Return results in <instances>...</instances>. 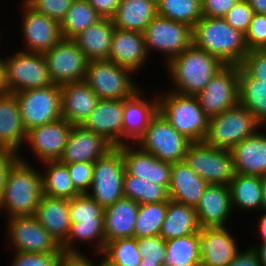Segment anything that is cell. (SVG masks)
<instances>
[{
  "instance_id": "obj_61",
  "label": "cell",
  "mask_w": 266,
  "mask_h": 266,
  "mask_svg": "<svg viewBox=\"0 0 266 266\" xmlns=\"http://www.w3.org/2000/svg\"><path fill=\"white\" fill-rule=\"evenodd\" d=\"M139 266H162L157 262H151V261H147V260H141V263L139 264Z\"/></svg>"
},
{
  "instance_id": "obj_57",
  "label": "cell",
  "mask_w": 266,
  "mask_h": 266,
  "mask_svg": "<svg viewBox=\"0 0 266 266\" xmlns=\"http://www.w3.org/2000/svg\"><path fill=\"white\" fill-rule=\"evenodd\" d=\"M8 87L6 84V74H5V62L4 58L0 57V95L8 93Z\"/></svg>"
},
{
  "instance_id": "obj_35",
  "label": "cell",
  "mask_w": 266,
  "mask_h": 266,
  "mask_svg": "<svg viewBox=\"0 0 266 266\" xmlns=\"http://www.w3.org/2000/svg\"><path fill=\"white\" fill-rule=\"evenodd\" d=\"M239 104L266 126V83L252 77L239 65Z\"/></svg>"
},
{
  "instance_id": "obj_20",
  "label": "cell",
  "mask_w": 266,
  "mask_h": 266,
  "mask_svg": "<svg viewBox=\"0 0 266 266\" xmlns=\"http://www.w3.org/2000/svg\"><path fill=\"white\" fill-rule=\"evenodd\" d=\"M144 90L140 88L132 97L123 99L122 145L136 143L159 112L157 92L148 100L142 97Z\"/></svg>"
},
{
  "instance_id": "obj_38",
  "label": "cell",
  "mask_w": 266,
  "mask_h": 266,
  "mask_svg": "<svg viewBox=\"0 0 266 266\" xmlns=\"http://www.w3.org/2000/svg\"><path fill=\"white\" fill-rule=\"evenodd\" d=\"M200 264V232L166 241L165 266H197Z\"/></svg>"
},
{
  "instance_id": "obj_9",
  "label": "cell",
  "mask_w": 266,
  "mask_h": 266,
  "mask_svg": "<svg viewBox=\"0 0 266 266\" xmlns=\"http://www.w3.org/2000/svg\"><path fill=\"white\" fill-rule=\"evenodd\" d=\"M125 165L119 147H113L93 163L92 183L87 195L103 208L124 197ZM91 190V191H90Z\"/></svg>"
},
{
  "instance_id": "obj_1",
  "label": "cell",
  "mask_w": 266,
  "mask_h": 266,
  "mask_svg": "<svg viewBox=\"0 0 266 266\" xmlns=\"http://www.w3.org/2000/svg\"><path fill=\"white\" fill-rule=\"evenodd\" d=\"M165 66L172 82L171 91L196 96L225 64L192 44Z\"/></svg>"
},
{
  "instance_id": "obj_29",
  "label": "cell",
  "mask_w": 266,
  "mask_h": 266,
  "mask_svg": "<svg viewBox=\"0 0 266 266\" xmlns=\"http://www.w3.org/2000/svg\"><path fill=\"white\" fill-rule=\"evenodd\" d=\"M33 216L60 246L66 241L71 228L69 199L43 194Z\"/></svg>"
},
{
  "instance_id": "obj_62",
  "label": "cell",
  "mask_w": 266,
  "mask_h": 266,
  "mask_svg": "<svg viewBox=\"0 0 266 266\" xmlns=\"http://www.w3.org/2000/svg\"><path fill=\"white\" fill-rule=\"evenodd\" d=\"M101 266H110L105 261H101Z\"/></svg>"
},
{
  "instance_id": "obj_23",
  "label": "cell",
  "mask_w": 266,
  "mask_h": 266,
  "mask_svg": "<svg viewBox=\"0 0 266 266\" xmlns=\"http://www.w3.org/2000/svg\"><path fill=\"white\" fill-rule=\"evenodd\" d=\"M148 54L143 33L115 28L108 60L137 74L145 67ZM147 59V60H146Z\"/></svg>"
},
{
  "instance_id": "obj_18",
  "label": "cell",
  "mask_w": 266,
  "mask_h": 266,
  "mask_svg": "<svg viewBox=\"0 0 266 266\" xmlns=\"http://www.w3.org/2000/svg\"><path fill=\"white\" fill-rule=\"evenodd\" d=\"M23 51L45 53L62 38L60 24L44 14L35 12L23 0L21 5Z\"/></svg>"
},
{
  "instance_id": "obj_52",
  "label": "cell",
  "mask_w": 266,
  "mask_h": 266,
  "mask_svg": "<svg viewBox=\"0 0 266 266\" xmlns=\"http://www.w3.org/2000/svg\"><path fill=\"white\" fill-rule=\"evenodd\" d=\"M18 159V154L15 152L0 148V199L4 192L10 168Z\"/></svg>"
},
{
  "instance_id": "obj_5",
  "label": "cell",
  "mask_w": 266,
  "mask_h": 266,
  "mask_svg": "<svg viewBox=\"0 0 266 266\" xmlns=\"http://www.w3.org/2000/svg\"><path fill=\"white\" fill-rule=\"evenodd\" d=\"M164 92L158 95L159 112L192 143L203 142L207 135L209 118L201 109L197 97L169 90L168 93Z\"/></svg>"
},
{
  "instance_id": "obj_4",
  "label": "cell",
  "mask_w": 266,
  "mask_h": 266,
  "mask_svg": "<svg viewBox=\"0 0 266 266\" xmlns=\"http://www.w3.org/2000/svg\"><path fill=\"white\" fill-rule=\"evenodd\" d=\"M103 214L104 208L87 194L69 199L71 228L66 241L61 245L63 252L81 253L77 243L89 242L90 245L92 242L96 245L95 254L102 253L105 247Z\"/></svg>"
},
{
  "instance_id": "obj_15",
  "label": "cell",
  "mask_w": 266,
  "mask_h": 266,
  "mask_svg": "<svg viewBox=\"0 0 266 266\" xmlns=\"http://www.w3.org/2000/svg\"><path fill=\"white\" fill-rule=\"evenodd\" d=\"M7 241L13 251L33 253H64L61 246L34 216L6 218Z\"/></svg>"
},
{
  "instance_id": "obj_42",
  "label": "cell",
  "mask_w": 266,
  "mask_h": 266,
  "mask_svg": "<svg viewBox=\"0 0 266 266\" xmlns=\"http://www.w3.org/2000/svg\"><path fill=\"white\" fill-rule=\"evenodd\" d=\"M104 261L110 266H139L141 254L137 247V238H118L105 244Z\"/></svg>"
},
{
  "instance_id": "obj_2",
  "label": "cell",
  "mask_w": 266,
  "mask_h": 266,
  "mask_svg": "<svg viewBox=\"0 0 266 266\" xmlns=\"http://www.w3.org/2000/svg\"><path fill=\"white\" fill-rule=\"evenodd\" d=\"M18 157L10 168L0 199V210L5 211L7 218L33 216L43 195L40 171L35 170L20 153Z\"/></svg>"
},
{
  "instance_id": "obj_45",
  "label": "cell",
  "mask_w": 266,
  "mask_h": 266,
  "mask_svg": "<svg viewBox=\"0 0 266 266\" xmlns=\"http://www.w3.org/2000/svg\"><path fill=\"white\" fill-rule=\"evenodd\" d=\"M35 12L61 24L74 0H23Z\"/></svg>"
},
{
  "instance_id": "obj_14",
  "label": "cell",
  "mask_w": 266,
  "mask_h": 266,
  "mask_svg": "<svg viewBox=\"0 0 266 266\" xmlns=\"http://www.w3.org/2000/svg\"><path fill=\"white\" fill-rule=\"evenodd\" d=\"M208 118L239 104V65H225L196 95Z\"/></svg>"
},
{
  "instance_id": "obj_34",
  "label": "cell",
  "mask_w": 266,
  "mask_h": 266,
  "mask_svg": "<svg viewBox=\"0 0 266 266\" xmlns=\"http://www.w3.org/2000/svg\"><path fill=\"white\" fill-rule=\"evenodd\" d=\"M200 229L194 207L168 200L165 220L160 231V236L165 241L198 233Z\"/></svg>"
},
{
  "instance_id": "obj_58",
  "label": "cell",
  "mask_w": 266,
  "mask_h": 266,
  "mask_svg": "<svg viewBox=\"0 0 266 266\" xmlns=\"http://www.w3.org/2000/svg\"><path fill=\"white\" fill-rule=\"evenodd\" d=\"M254 13L266 14V0H246Z\"/></svg>"
},
{
  "instance_id": "obj_46",
  "label": "cell",
  "mask_w": 266,
  "mask_h": 266,
  "mask_svg": "<svg viewBox=\"0 0 266 266\" xmlns=\"http://www.w3.org/2000/svg\"><path fill=\"white\" fill-rule=\"evenodd\" d=\"M14 252L10 266H61L63 255V253Z\"/></svg>"
},
{
  "instance_id": "obj_27",
  "label": "cell",
  "mask_w": 266,
  "mask_h": 266,
  "mask_svg": "<svg viewBox=\"0 0 266 266\" xmlns=\"http://www.w3.org/2000/svg\"><path fill=\"white\" fill-rule=\"evenodd\" d=\"M60 89L62 118L73 125H82L95 109L98 96L85 81L63 84Z\"/></svg>"
},
{
  "instance_id": "obj_41",
  "label": "cell",
  "mask_w": 266,
  "mask_h": 266,
  "mask_svg": "<svg viewBox=\"0 0 266 266\" xmlns=\"http://www.w3.org/2000/svg\"><path fill=\"white\" fill-rule=\"evenodd\" d=\"M158 15L191 28L203 17L202 0H156Z\"/></svg>"
},
{
  "instance_id": "obj_43",
  "label": "cell",
  "mask_w": 266,
  "mask_h": 266,
  "mask_svg": "<svg viewBox=\"0 0 266 266\" xmlns=\"http://www.w3.org/2000/svg\"><path fill=\"white\" fill-rule=\"evenodd\" d=\"M167 204L168 201L139 204L134 232L135 238L160 235Z\"/></svg>"
},
{
  "instance_id": "obj_24",
  "label": "cell",
  "mask_w": 266,
  "mask_h": 266,
  "mask_svg": "<svg viewBox=\"0 0 266 266\" xmlns=\"http://www.w3.org/2000/svg\"><path fill=\"white\" fill-rule=\"evenodd\" d=\"M236 240L227 226L201 228V264L203 266H227L240 250Z\"/></svg>"
},
{
  "instance_id": "obj_56",
  "label": "cell",
  "mask_w": 266,
  "mask_h": 266,
  "mask_svg": "<svg viewBox=\"0 0 266 266\" xmlns=\"http://www.w3.org/2000/svg\"><path fill=\"white\" fill-rule=\"evenodd\" d=\"M263 215H261V217L258 220V227L256 230L257 233H259V238H261L259 243L261 244H266V212L262 213Z\"/></svg>"
},
{
  "instance_id": "obj_44",
  "label": "cell",
  "mask_w": 266,
  "mask_h": 266,
  "mask_svg": "<svg viewBox=\"0 0 266 266\" xmlns=\"http://www.w3.org/2000/svg\"><path fill=\"white\" fill-rule=\"evenodd\" d=\"M137 247L142 260L157 262L165 266L166 241L160 236H148L137 239Z\"/></svg>"
},
{
  "instance_id": "obj_30",
  "label": "cell",
  "mask_w": 266,
  "mask_h": 266,
  "mask_svg": "<svg viewBox=\"0 0 266 266\" xmlns=\"http://www.w3.org/2000/svg\"><path fill=\"white\" fill-rule=\"evenodd\" d=\"M208 183L199 177L185 161L172 164L169 199L196 207Z\"/></svg>"
},
{
  "instance_id": "obj_16",
  "label": "cell",
  "mask_w": 266,
  "mask_h": 266,
  "mask_svg": "<svg viewBox=\"0 0 266 266\" xmlns=\"http://www.w3.org/2000/svg\"><path fill=\"white\" fill-rule=\"evenodd\" d=\"M43 56L54 84L85 80L88 60L73 39L61 38Z\"/></svg>"
},
{
  "instance_id": "obj_54",
  "label": "cell",
  "mask_w": 266,
  "mask_h": 266,
  "mask_svg": "<svg viewBox=\"0 0 266 266\" xmlns=\"http://www.w3.org/2000/svg\"><path fill=\"white\" fill-rule=\"evenodd\" d=\"M100 258V263H95L88 258L85 253H68L64 252L62 255L61 266H101V261H104L103 255ZM93 261V262H92Z\"/></svg>"
},
{
  "instance_id": "obj_37",
  "label": "cell",
  "mask_w": 266,
  "mask_h": 266,
  "mask_svg": "<svg viewBox=\"0 0 266 266\" xmlns=\"http://www.w3.org/2000/svg\"><path fill=\"white\" fill-rule=\"evenodd\" d=\"M45 166L42 176L43 194L53 198L72 199L80 193L73 186L66 164L56 161L42 162ZM44 172V173H43Z\"/></svg>"
},
{
  "instance_id": "obj_7",
  "label": "cell",
  "mask_w": 266,
  "mask_h": 266,
  "mask_svg": "<svg viewBox=\"0 0 266 266\" xmlns=\"http://www.w3.org/2000/svg\"><path fill=\"white\" fill-rule=\"evenodd\" d=\"M134 73L109 60L88 61L85 82L99 99H127L141 87L132 79Z\"/></svg>"
},
{
  "instance_id": "obj_48",
  "label": "cell",
  "mask_w": 266,
  "mask_h": 266,
  "mask_svg": "<svg viewBox=\"0 0 266 266\" xmlns=\"http://www.w3.org/2000/svg\"><path fill=\"white\" fill-rule=\"evenodd\" d=\"M253 9L246 0H239L223 17V19L233 28L244 35L248 31L251 23Z\"/></svg>"
},
{
  "instance_id": "obj_13",
  "label": "cell",
  "mask_w": 266,
  "mask_h": 266,
  "mask_svg": "<svg viewBox=\"0 0 266 266\" xmlns=\"http://www.w3.org/2000/svg\"><path fill=\"white\" fill-rule=\"evenodd\" d=\"M143 36L148 54L156 50L163 53L165 65L193 44L189 25L159 15L148 24Z\"/></svg>"
},
{
  "instance_id": "obj_26",
  "label": "cell",
  "mask_w": 266,
  "mask_h": 266,
  "mask_svg": "<svg viewBox=\"0 0 266 266\" xmlns=\"http://www.w3.org/2000/svg\"><path fill=\"white\" fill-rule=\"evenodd\" d=\"M263 128L230 150L235 173L260 177L266 175V126Z\"/></svg>"
},
{
  "instance_id": "obj_39",
  "label": "cell",
  "mask_w": 266,
  "mask_h": 266,
  "mask_svg": "<svg viewBox=\"0 0 266 266\" xmlns=\"http://www.w3.org/2000/svg\"><path fill=\"white\" fill-rule=\"evenodd\" d=\"M102 17L86 0H74L60 24L62 38L73 39Z\"/></svg>"
},
{
  "instance_id": "obj_8",
  "label": "cell",
  "mask_w": 266,
  "mask_h": 266,
  "mask_svg": "<svg viewBox=\"0 0 266 266\" xmlns=\"http://www.w3.org/2000/svg\"><path fill=\"white\" fill-rule=\"evenodd\" d=\"M191 143L158 112L135 144L156 158L174 164L185 160Z\"/></svg>"
},
{
  "instance_id": "obj_31",
  "label": "cell",
  "mask_w": 266,
  "mask_h": 266,
  "mask_svg": "<svg viewBox=\"0 0 266 266\" xmlns=\"http://www.w3.org/2000/svg\"><path fill=\"white\" fill-rule=\"evenodd\" d=\"M138 210L139 204L126 197L104 208L105 244L118 238L134 237Z\"/></svg>"
},
{
  "instance_id": "obj_33",
  "label": "cell",
  "mask_w": 266,
  "mask_h": 266,
  "mask_svg": "<svg viewBox=\"0 0 266 266\" xmlns=\"http://www.w3.org/2000/svg\"><path fill=\"white\" fill-rule=\"evenodd\" d=\"M158 15L156 0H120L114 16V27L143 33Z\"/></svg>"
},
{
  "instance_id": "obj_47",
  "label": "cell",
  "mask_w": 266,
  "mask_h": 266,
  "mask_svg": "<svg viewBox=\"0 0 266 266\" xmlns=\"http://www.w3.org/2000/svg\"><path fill=\"white\" fill-rule=\"evenodd\" d=\"M245 43L249 51L266 49V14L253 13Z\"/></svg>"
},
{
  "instance_id": "obj_40",
  "label": "cell",
  "mask_w": 266,
  "mask_h": 266,
  "mask_svg": "<svg viewBox=\"0 0 266 266\" xmlns=\"http://www.w3.org/2000/svg\"><path fill=\"white\" fill-rule=\"evenodd\" d=\"M123 195L138 204L158 203L169 200L168 190L140 177L124 174Z\"/></svg>"
},
{
  "instance_id": "obj_12",
  "label": "cell",
  "mask_w": 266,
  "mask_h": 266,
  "mask_svg": "<svg viewBox=\"0 0 266 266\" xmlns=\"http://www.w3.org/2000/svg\"><path fill=\"white\" fill-rule=\"evenodd\" d=\"M14 94L26 131L62 117L59 85L28 89Z\"/></svg>"
},
{
  "instance_id": "obj_25",
  "label": "cell",
  "mask_w": 266,
  "mask_h": 266,
  "mask_svg": "<svg viewBox=\"0 0 266 266\" xmlns=\"http://www.w3.org/2000/svg\"><path fill=\"white\" fill-rule=\"evenodd\" d=\"M200 228L225 227L232 214L228 185L208 184L195 207Z\"/></svg>"
},
{
  "instance_id": "obj_28",
  "label": "cell",
  "mask_w": 266,
  "mask_h": 266,
  "mask_svg": "<svg viewBox=\"0 0 266 266\" xmlns=\"http://www.w3.org/2000/svg\"><path fill=\"white\" fill-rule=\"evenodd\" d=\"M26 134L15 94L0 95V148L19 154Z\"/></svg>"
},
{
  "instance_id": "obj_21",
  "label": "cell",
  "mask_w": 266,
  "mask_h": 266,
  "mask_svg": "<svg viewBox=\"0 0 266 266\" xmlns=\"http://www.w3.org/2000/svg\"><path fill=\"white\" fill-rule=\"evenodd\" d=\"M113 147L102 135L86 130L81 125H73L59 161L63 164L94 163Z\"/></svg>"
},
{
  "instance_id": "obj_22",
  "label": "cell",
  "mask_w": 266,
  "mask_h": 266,
  "mask_svg": "<svg viewBox=\"0 0 266 266\" xmlns=\"http://www.w3.org/2000/svg\"><path fill=\"white\" fill-rule=\"evenodd\" d=\"M81 126L102 135L114 147L122 145L123 99H99Z\"/></svg>"
},
{
  "instance_id": "obj_10",
  "label": "cell",
  "mask_w": 266,
  "mask_h": 266,
  "mask_svg": "<svg viewBox=\"0 0 266 266\" xmlns=\"http://www.w3.org/2000/svg\"><path fill=\"white\" fill-rule=\"evenodd\" d=\"M6 84L10 93L54 85L41 53L21 49L4 57Z\"/></svg>"
},
{
  "instance_id": "obj_19",
  "label": "cell",
  "mask_w": 266,
  "mask_h": 266,
  "mask_svg": "<svg viewBox=\"0 0 266 266\" xmlns=\"http://www.w3.org/2000/svg\"><path fill=\"white\" fill-rule=\"evenodd\" d=\"M118 147L122 152L125 171L129 175L164 186L168 190L171 181V163L156 158L135 143L132 145L127 143Z\"/></svg>"
},
{
  "instance_id": "obj_55",
  "label": "cell",
  "mask_w": 266,
  "mask_h": 266,
  "mask_svg": "<svg viewBox=\"0 0 266 266\" xmlns=\"http://www.w3.org/2000/svg\"><path fill=\"white\" fill-rule=\"evenodd\" d=\"M102 17L111 19L120 4V0H86Z\"/></svg>"
},
{
  "instance_id": "obj_49",
  "label": "cell",
  "mask_w": 266,
  "mask_h": 266,
  "mask_svg": "<svg viewBox=\"0 0 266 266\" xmlns=\"http://www.w3.org/2000/svg\"><path fill=\"white\" fill-rule=\"evenodd\" d=\"M73 186L80 194H87L93 177V163L77 162L66 164Z\"/></svg>"
},
{
  "instance_id": "obj_53",
  "label": "cell",
  "mask_w": 266,
  "mask_h": 266,
  "mask_svg": "<svg viewBox=\"0 0 266 266\" xmlns=\"http://www.w3.org/2000/svg\"><path fill=\"white\" fill-rule=\"evenodd\" d=\"M227 266H262L258 259L257 253L251 247L239 250L233 260Z\"/></svg>"
},
{
  "instance_id": "obj_59",
  "label": "cell",
  "mask_w": 266,
  "mask_h": 266,
  "mask_svg": "<svg viewBox=\"0 0 266 266\" xmlns=\"http://www.w3.org/2000/svg\"><path fill=\"white\" fill-rule=\"evenodd\" d=\"M252 248L257 253L258 259L262 266H266V244H260V246L253 245Z\"/></svg>"
},
{
  "instance_id": "obj_32",
  "label": "cell",
  "mask_w": 266,
  "mask_h": 266,
  "mask_svg": "<svg viewBox=\"0 0 266 266\" xmlns=\"http://www.w3.org/2000/svg\"><path fill=\"white\" fill-rule=\"evenodd\" d=\"M115 27L111 19L102 18L73 38L88 61L108 60Z\"/></svg>"
},
{
  "instance_id": "obj_6",
  "label": "cell",
  "mask_w": 266,
  "mask_h": 266,
  "mask_svg": "<svg viewBox=\"0 0 266 266\" xmlns=\"http://www.w3.org/2000/svg\"><path fill=\"white\" fill-rule=\"evenodd\" d=\"M263 125L245 107L238 104L220 115L209 118L204 143L219 149L231 150L245 138L252 136Z\"/></svg>"
},
{
  "instance_id": "obj_60",
  "label": "cell",
  "mask_w": 266,
  "mask_h": 266,
  "mask_svg": "<svg viewBox=\"0 0 266 266\" xmlns=\"http://www.w3.org/2000/svg\"><path fill=\"white\" fill-rule=\"evenodd\" d=\"M261 209L260 211L266 212V175L261 177Z\"/></svg>"
},
{
  "instance_id": "obj_3",
  "label": "cell",
  "mask_w": 266,
  "mask_h": 266,
  "mask_svg": "<svg viewBox=\"0 0 266 266\" xmlns=\"http://www.w3.org/2000/svg\"><path fill=\"white\" fill-rule=\"evenodd\" d=\"M193 45L225 65H241L249 52L245 35L223 18L202 17L192 28Z\"/></svg>"
},
{
  "instance_id": "obj_17",
  "label": "cell",
  "mask_w": 266,
  "mask_h": 266,
  "mask_svg": "<svg viewBox=\"0 0 266 266\" xmlns=\"http://www.w3.org/2000/svg\"><path fill=\"white\" fill-rule=\"evenodd\" d=\"M72 123L64 118L35 127L26 134L25 144L39 162L59 160L71 133ZM29 145V146H28Z\"/></svg>"
},
{
  "instance_id": "obj_11",
  "label": "cell",
  "mask_w": 266,
  "mask_h": 266,
  "mask_svg": "<svg viewBox=\"0 0 266 266\" xmlns=\"http://www.w3.org/2000/svg\"><path fill=\"white\" fill-rule=\"evenodd\" d=\"M184 161L208 184L229 186L236 174L230 150L215 148L204 142L191 143Z\"/></svg>"
},
{
  "instance_id": "obj_51",
  "label": "cell",
  "mask_w": 266,
  "mask_h": 266,
  "mask_svg": "<svg viewBox=\"0 0 266 266\" xmlns=\"http://www.w3.org/2000/svg\"><path fill=\"white\" fill-rule=\"evenodd\" d=\"M239 0H202L203 17L223 18Z\"/></svg>"
},
{
  "instance_id": "obj_36",
  "label": "cell",
  "mask_w": 266,
  "mask_h": 266,
  "mask_svg": "<svg viewBox=\"0 0 266 266\" xmlns=\"http://www.w3.org/2000/svg\"><path fill=\"white\" fill-rule=\"evenodd\" d=\"M231 206L242 212H254L261 209V177L236 173L229 184Z\"/></svg>"
},
{
  "instance_id": "obj_50",
  "label": "cell",
  "mask_w": 266,
  "mask_h": 266,
  "mask_svg": "<svg viewBox=\"0 0 266 266\" xmlns=\"http://www.w3.org/2000/svg\"><path fill=\"white\" fill-rule=\"evenodd\" d=\"M241 66L252 77L266 83V49L250 50Z\"/></svg>"
}]
</instances>
